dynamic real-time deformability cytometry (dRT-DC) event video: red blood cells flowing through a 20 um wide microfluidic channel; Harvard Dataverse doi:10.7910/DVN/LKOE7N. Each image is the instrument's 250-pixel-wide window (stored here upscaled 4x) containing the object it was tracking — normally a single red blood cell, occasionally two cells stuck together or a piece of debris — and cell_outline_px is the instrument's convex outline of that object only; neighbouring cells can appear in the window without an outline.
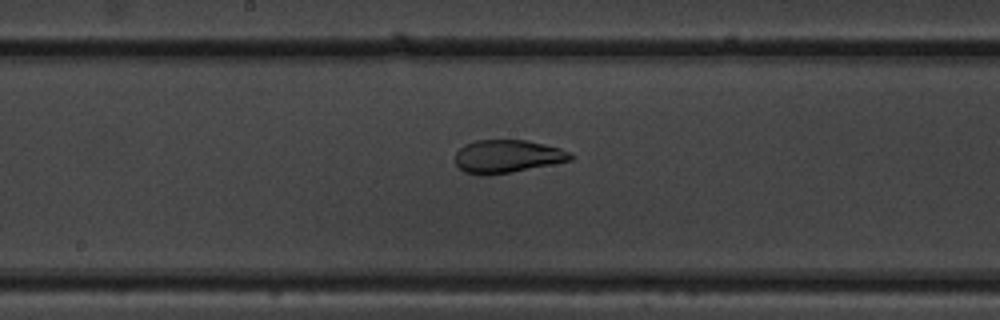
{"species": "common noctule bat (a hibernating species)", "species_latin": "Nyctalus noctula", "temperature_condition": "warm", "stored_images_in_passage": 35, "camera_frame_rate_fps": 3000, "um_per_image_px": 0.085, "animal": {"sex": "male", "body_mass_g": 19.5, "forearm_length_mm": 54.6}, "frame": {"image": 1, "passage_image": 20, "time_ms": 6.333, "image_size_px": [1000, 320], "cell_outline_px": [[576, 156], [572, 160], [512, 172], [488, 176], [480, 176], [464, 172], [456, 164], [456, 152], [464, 144], [476, 140], [528, 140], [560, 148]], "centroid_in_image_um": [43.11, 13.3], "position_along_channel_um": 205.1, "area_um2": 22.37}}
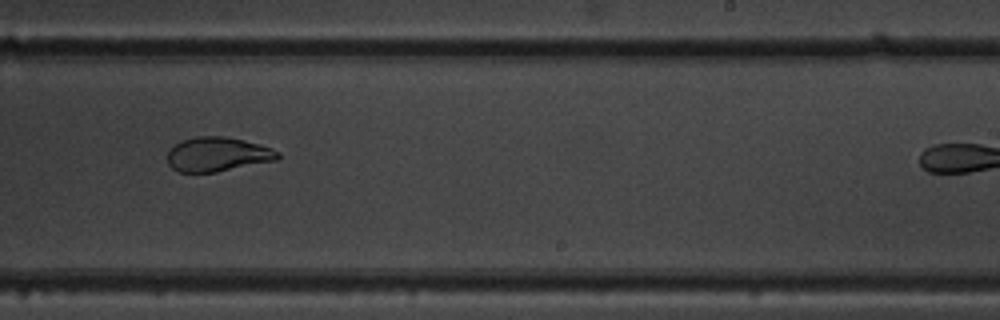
{"frame": {"image": 2, "passage_image": 25, "time_ms": 8.0, "image_size_px": [1000, 320], "cell_outline_px": [[280, 156], [276, 160], [216, 172], [180, 172], [172, 168], [168, 164], [168, 148], [180, 140], [196, 136], [224, 136], [244, 140], [260, 144], [272, 148], [280, 152]], "centroid_in_image_um": [18.47, 13.1], "position_along_channel_um": 270.5, "area_um2": 22.25}}